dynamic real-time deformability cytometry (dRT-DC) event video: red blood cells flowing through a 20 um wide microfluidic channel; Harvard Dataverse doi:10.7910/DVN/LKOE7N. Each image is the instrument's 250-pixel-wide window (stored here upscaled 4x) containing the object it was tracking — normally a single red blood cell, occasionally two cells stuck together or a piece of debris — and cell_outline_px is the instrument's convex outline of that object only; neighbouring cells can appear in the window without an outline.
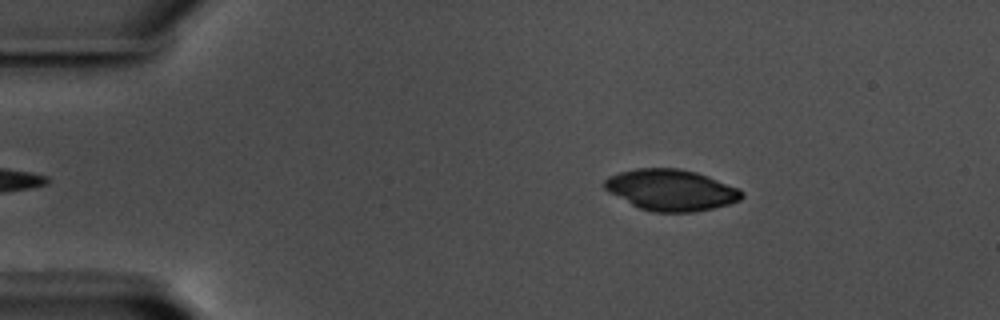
{"species": "common noctule bat (a hibernating species)", "species_latin": "Nyctalus noctula", "temperature_condition": "warm", "stored_images_in_passage": 50, "camera_frame_rate_fps": 3000, "um_per_image_px": 0.085, "animal": {"sex": "male", "body_mass_g": 17.5, "forearm_length_mm": 52.3}, "frame": {"image": 1, "passage_image": 3, "time_ms": 0.667, "image_size_px": [1000, 320], "cell_outline_px": [[744, 196], [740, 200], [728, 204], [712, 208], [692, 212], [652, 212], [640, 208], [632, 204], [604, 188], [604, 180], [608, 176], [620, 172], [636, 168], [680, 168], [696, 172], [708, 176], [740, 188], [744, 192]], "centroid_in_image_um": [57.08, 16.14], "position_along_channel_um": 27.9, "area_um2": 32.83}}
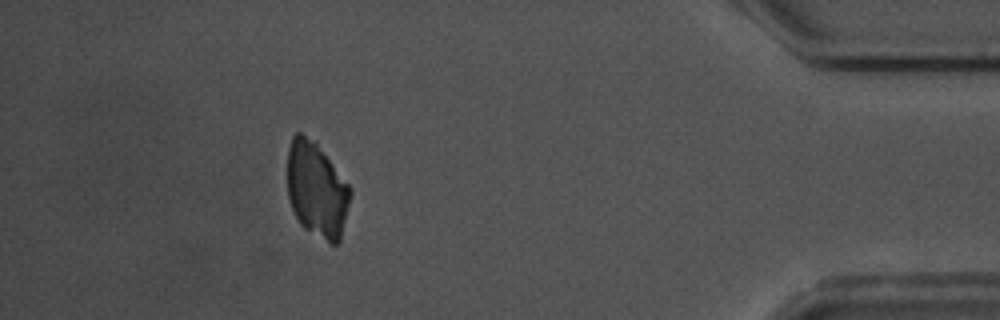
{"frame": {"image": 2, "passage_image": 45, "time_ms": 14.667, "image_size_px": [1000, 320], "cell_outline_px": [[352, 192], [340, 240], [336, 244], [332, 244], [304, 228], [300, 224], [292, 208], [288, 196], [288, 148], [292, 136], [296, 132], [300, 132], [316, 140], [352, 188]], "centroid_in_image_um": [26.93, 16.07], "position_along_channel_um": 408.3, "area_um2": 35.2}}